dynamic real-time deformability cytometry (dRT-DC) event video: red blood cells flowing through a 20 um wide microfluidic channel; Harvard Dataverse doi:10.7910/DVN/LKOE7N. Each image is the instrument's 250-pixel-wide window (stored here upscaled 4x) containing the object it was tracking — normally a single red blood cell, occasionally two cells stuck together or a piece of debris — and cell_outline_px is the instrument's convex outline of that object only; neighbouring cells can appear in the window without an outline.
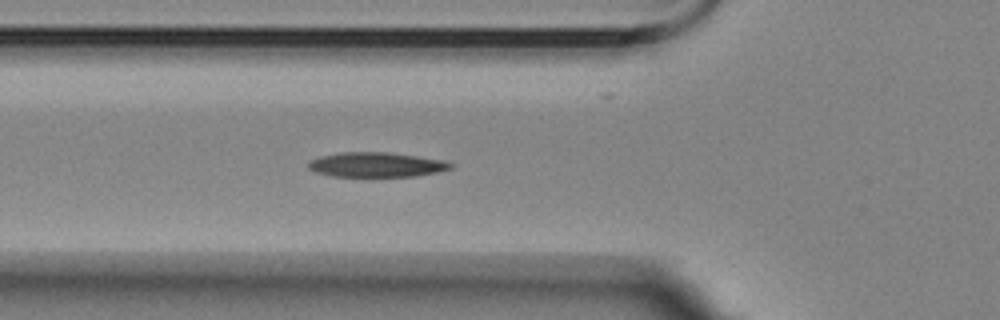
{"species": "Egyptian fruit bat (a non-hibernating species)", "species_latin": "Rousettus aegyptiacus", "temperature_condition": "room temperature", "stored_images_in_passage": 5, "camera_frame_rate_fps": 3000, "um_per_image_px": 0.085, "animal": {"sex": "female"}, "frame": {"image": 1, "passage_image": 5, "time_ms": 4.667, "image_size_px": [1000, 320], "cell_outline_px": [[452, 168], [436, 172], [416, 176], [332, 176], [316, 172], [308, 168], [308, 160], [320, 156], [340, 152], [388, 152], [416, 156], [440, 160], [452, 164]], "centroid_in_image_um": [31.92, 13.99], "position_along_channel_um": 93.9, "area_um2": 20.29}}